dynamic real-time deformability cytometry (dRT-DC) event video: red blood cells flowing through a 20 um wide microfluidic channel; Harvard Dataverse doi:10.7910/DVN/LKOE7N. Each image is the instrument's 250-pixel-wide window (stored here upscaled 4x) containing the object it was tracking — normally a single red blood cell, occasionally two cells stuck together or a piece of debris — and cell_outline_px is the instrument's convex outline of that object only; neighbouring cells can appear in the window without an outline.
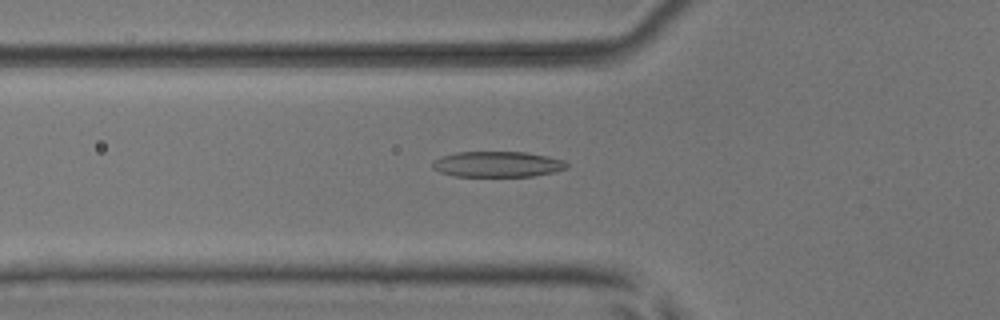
{"species": "common noctule bat (a hibernating species)", "species_latin": "Nyctalus noctula", "temperature_condition": "room temperature", "stored_images_in_passage": 6, "camera_frame_rate_fps": 3000, "um_per_image_px": 0.085, "animal": {"sex": "male", "body_mass_g": 17.9, "forearm_length_mm": 54.2}, "frame": {"image": 1, "passage_image": 6, "time_ms": 1.667, "image_size_px": [1000, 320], "cell_outline_px": [[568, 168], [552, 172], [532, 176], [456, 176], [440, 172], [432, 168], [432, 164], [440, 156], [456, 152], [524, 152], [548, 156], [564, 160], [568, 164]], "centroid_in_image_um": [42.29, 13.95], "position_along_channel_um": 83.5, "area_um2": 20.0}}